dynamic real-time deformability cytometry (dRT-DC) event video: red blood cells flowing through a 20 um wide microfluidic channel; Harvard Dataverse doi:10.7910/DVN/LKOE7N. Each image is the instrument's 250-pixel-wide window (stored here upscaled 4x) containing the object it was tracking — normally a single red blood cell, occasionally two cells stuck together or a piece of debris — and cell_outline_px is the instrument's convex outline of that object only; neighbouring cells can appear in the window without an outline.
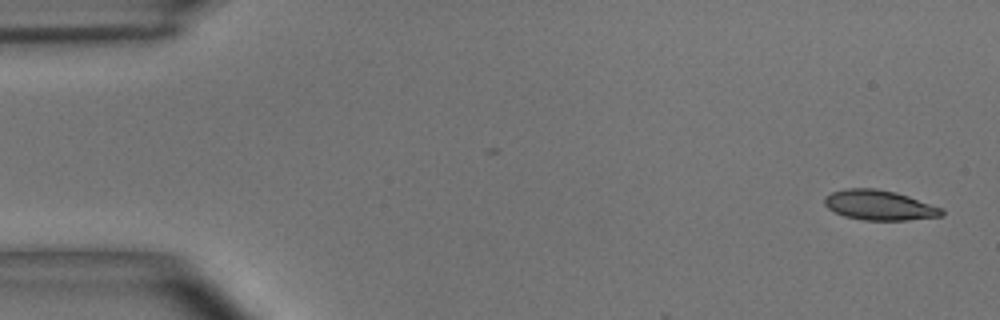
{"species": "common noctule bat (a hibernating species)", "species_latin": "Nyctalus noctula", "temperature_condition": "room temperature", "stored_images_in_passage": 9, "camera_frame_rate_fps": 3000, "um_per_image_px": 0.085, "animal": {"sex": "male", "body_mass_g": 15.6}, "frame": {"image": 1, "passage_image": 1, "time_ms": 0.0, "image_size_px": [1000, 320], "cell_outline_px": [[944, 216], [908, 220], [864, 220], [844, 216], [828, 208], [824, 204], [824, 196], [832, 192], [848, 188], [876, 188], [896, 192], [944, 208]], "centroid_in_image_um": [74.77, 17.44], "position_along_channel_um": 10.2, "area_um2": 20.58}}